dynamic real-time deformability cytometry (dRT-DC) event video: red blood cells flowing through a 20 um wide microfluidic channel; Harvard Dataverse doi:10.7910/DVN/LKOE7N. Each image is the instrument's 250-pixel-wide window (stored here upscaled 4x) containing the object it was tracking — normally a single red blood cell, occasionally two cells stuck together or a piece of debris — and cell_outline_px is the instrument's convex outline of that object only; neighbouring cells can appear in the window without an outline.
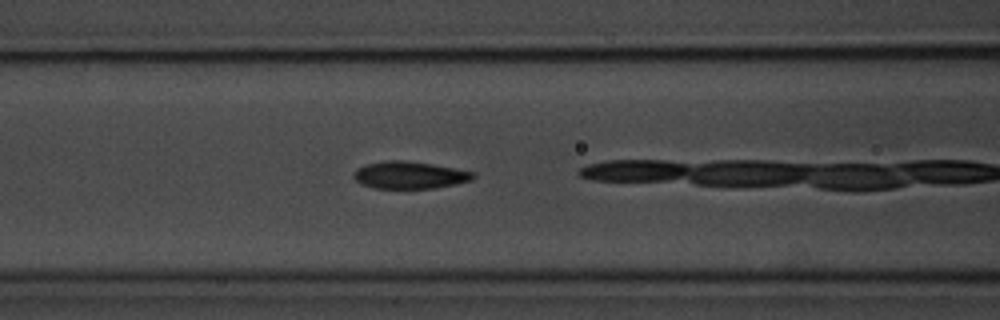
{"species": "common noctule bat (a hibernating species)", "species_latin": "Nyctalus noctula", "temperature_condition": "room temperature", "stored_images_in_passage": 22, "camera_frame_rate_fps": 3000, "um_per_image_px": 0.085, "animal": {"sex": "male", "body_mass_g": 20.1, "forearm_length_mm": 53.5}, "frame": {"image": 1, "passage_image": 7, "time_ms": 2.0, "image_size_px": [1000, 320], "cell_outline_px": [[476, 176], [472, 180], [456, 184], [436, 188], [372, 188], [360, 184], [352, 176], [352, 172], [368, 164], [388, 160], [404, 160], [432, 164], [476, 172]], "centroid_in_image_um": [34.84, 14.89], "position_along_channel_um": 131.8, "area_um2": 19.02}}
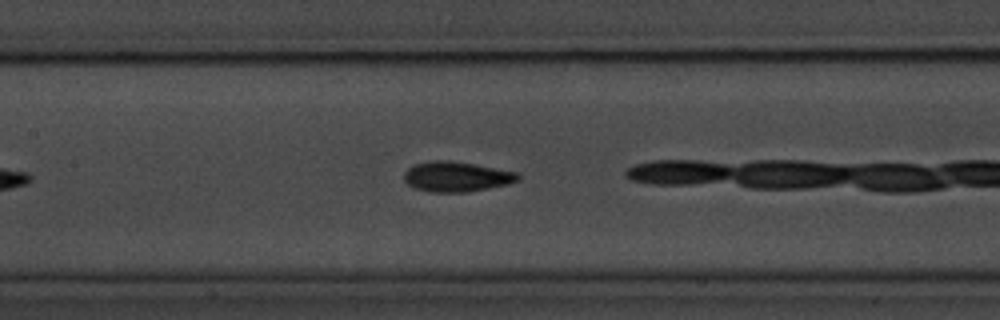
{"frame": {"image": 2, "passage_image": 10, "time_ms": 3.0, "image_size_px": [1000, 320], "cell_outline_px": [[520, 176], [516, 180], [508, 184], [468, 192], [432, 192], [412, 188], [404, 180], [404, 172], [412, 164], [432, 160], [448, 160], [472, 164], [516, 172]], "centroid_in_image_um": [38.72, 15.02], "position_along_channel_um": 168.7, "area_um2": 19.88}}